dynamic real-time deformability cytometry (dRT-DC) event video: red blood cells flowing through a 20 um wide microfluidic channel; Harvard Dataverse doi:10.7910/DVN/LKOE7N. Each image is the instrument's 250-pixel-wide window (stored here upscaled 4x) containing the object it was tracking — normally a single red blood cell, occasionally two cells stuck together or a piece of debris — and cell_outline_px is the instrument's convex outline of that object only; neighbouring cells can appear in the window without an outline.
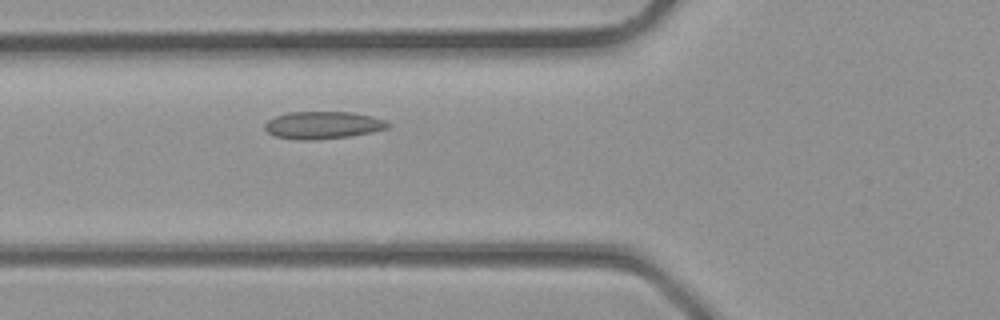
{"species": "common noctule bat (a hibernating species)", "species_latin": "Nyctalus noctula", "temperature_condition": "room temperature", "stored_images_in_passage": 26, "camera_frame_rate_fps": 3000, "um_per_image_px": 0.085, "animal": {"sex": "male", "body_mass_g": 23.1, "forearm_length_mm": 52.7}, "frame": {"image": 1, "passage_image": 4, "time_ms": 1.0, "image_size_px": [1000, 320], "cell_outline_px": [[392, 124], [388, 128], [372, 132], [352, 136], [316, 140], [300, 140], [276, 136], [268, 132], [264, 128], [264, 124], [268, 120], [276, 116], [288, 112], [352, 112], [372, 116], [384, 120]], "centroid_in_image_um": [27.47, 10.64], "position_along_channel_um": 98.3, "area_um2": 19.77}}
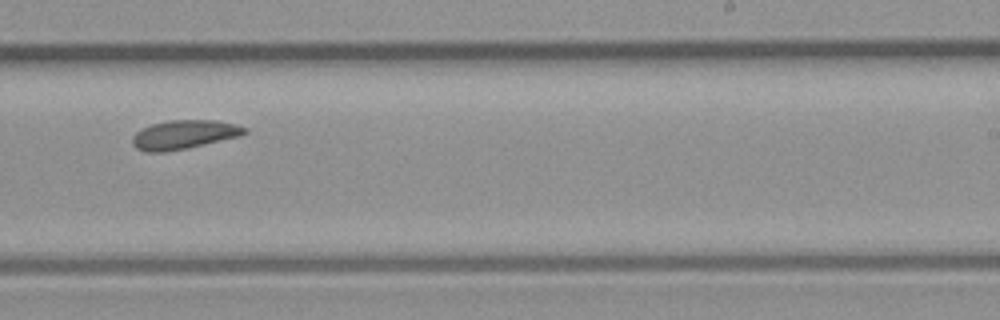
{"frame": {"image": 2, "passage_image": 13, "time_ms": 4.0, "image_size_px": [1000, 320], "cell_outline_px": [[248, 132], [240, 136], [188, 148], [168, 152], [144, 152], [136, 148], [132, 144], [132, 136], [140, 128], [152, 124], [168, 120], [216, 120], [236, 124], [248, 128]], "centroid_in_image_um": [15.63, 11.44], "position_along_channel_um": 273.4, "area_um2": 19.19}}
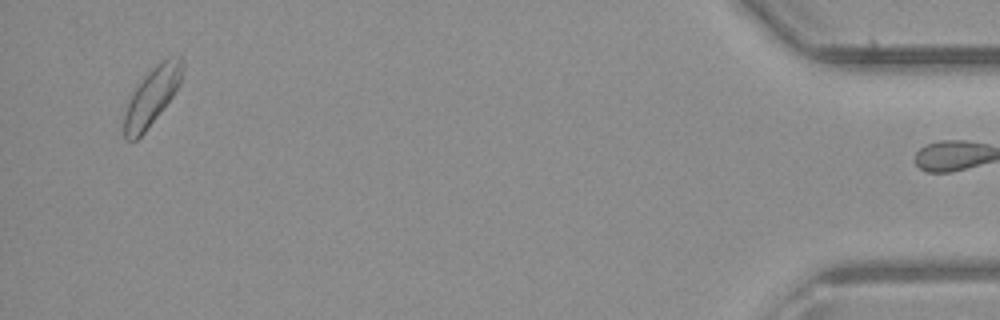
{"frame": {"image": 3, "passage_image": 25, "time_ms": 8.0, "image_size_px": [1000, 320], "cell_outline_px": [[184, 68], [180, 84], [172, 96], [160, 112], [144, 132], [136, 140], [124, 140], [124, 116], [128, 96], [144, 76], [160, 60], [168, 56], [180, 52], [184, 60]], "centroid_in_image_um": [12.93, 8.1], "position_along_channel_um": 422.3, "area_um2": 20.0}}